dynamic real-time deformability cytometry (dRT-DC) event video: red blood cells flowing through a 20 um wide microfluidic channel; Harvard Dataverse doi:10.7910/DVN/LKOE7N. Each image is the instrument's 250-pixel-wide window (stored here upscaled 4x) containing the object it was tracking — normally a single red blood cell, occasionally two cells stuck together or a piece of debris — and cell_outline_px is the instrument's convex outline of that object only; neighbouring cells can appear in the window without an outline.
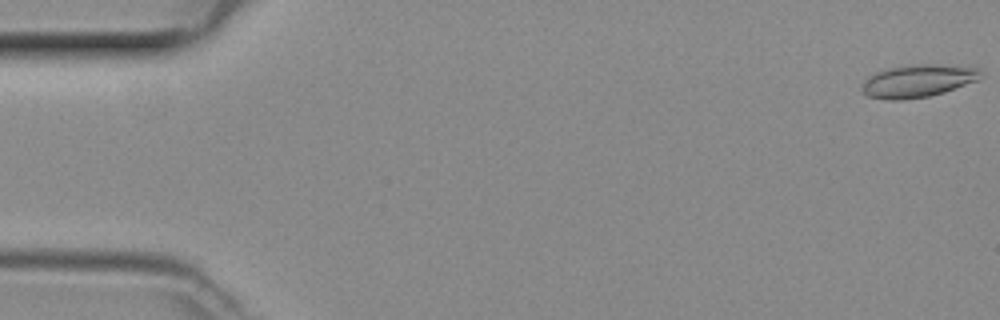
{"species": "common noctule bat (a hibernating species)", "species_latin": "Nyctalus noctula", "temperature_condition": "room temperature", "stored_images_in_passage": 7, "camera_frame_rate_fps": 3000, "um_per_image_px": 0.085, "animal": {"sex": "female", "body_mass_g": 29.2, "forearm_length_mm": 56.3}, "frame": {"image": 1, "passage_image": 1, "time_ms": 0.0, "image_size_px": [1000, 320], "cell_outline_px": [[980, 72], [976, 80], [944, 92], [928, 96], [900, 100], [888, 100], [868, 96], [860, 88], [868, 76], [876, 72], [888, 68], [912, 64], [940, 64], [980, 68]], "centroid_in_image_um": [77.97, 6.87], "position_along_channel_um": 7.0, "area_um2": 22.37}}